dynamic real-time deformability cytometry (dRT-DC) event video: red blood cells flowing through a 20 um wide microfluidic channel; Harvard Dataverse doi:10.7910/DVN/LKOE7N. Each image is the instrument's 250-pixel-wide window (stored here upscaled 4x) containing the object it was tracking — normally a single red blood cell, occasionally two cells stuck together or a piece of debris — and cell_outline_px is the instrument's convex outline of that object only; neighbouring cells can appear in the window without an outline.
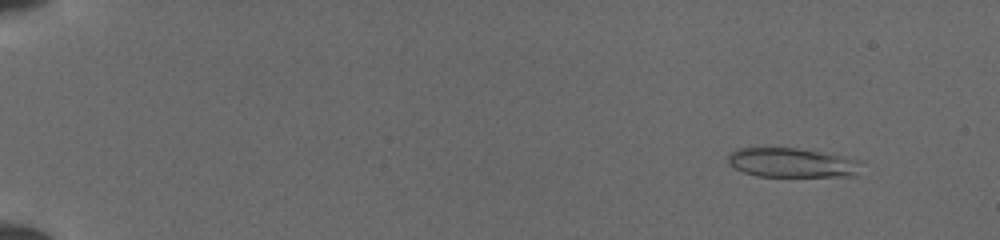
{"species": "common noctule bat (a hibernating species)", "species_latin": "Nyctalus noctula", "temperature_condition": "cold", "stored_images_in_passage": 46, "camera_frame_rate_fps": 3000, "um_per_image_px": 0.085, "animal": {"sex": "female", "body_mass_g": 19.5, "forearm_length_mm": 54.1}, "frame": {"image": 1, "passage_image": 1, "time_ms": 0.0, "image_size_px": [1000, 240], "cell_outline_px": [[864, 160], [856, 176], [756, 176], [744, 172], [728, 164], [728, 156], [736, 148], [796, 148]], "centroid_in_image_um": [67.35, 13.83], "position_along_channel_um": 17.7, "area_um2": 22.77}}
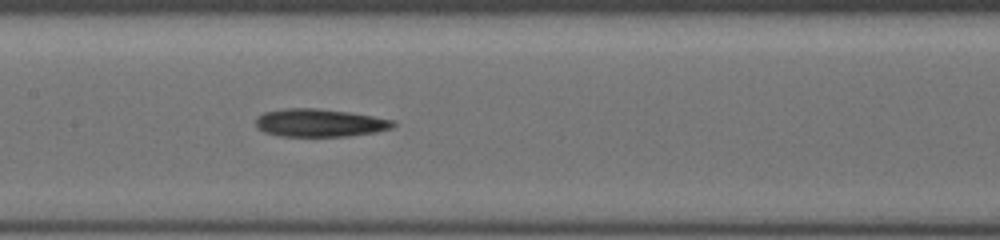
{"frame": {"image": 2, "passage_image": 23, "time_ms": 7.333, "image_size_px": [1000, 240], "cell_outline_px": [[396, 124], [392, 128], [376, 132], [348, 136], [280, 136], [264, 132], [256, 128], [256, 116], [264, 112], [284, 108], [316, 108], [348, 112], [396, 120]], "centroid_in_image_um": [27.16, 10.44], "position_along_channel_um": 180.2, "area_um2": 22.48}}
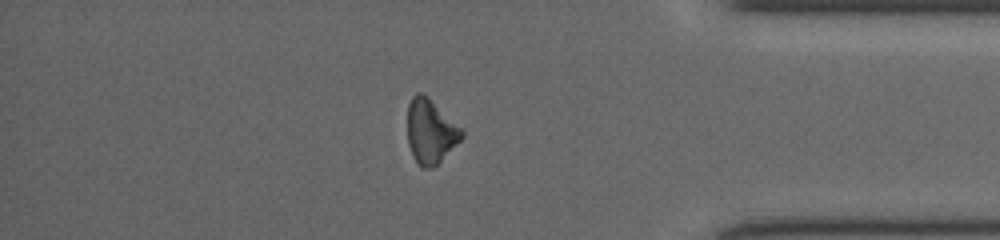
{"frame": {"image": 3, "passage_image": 40, "time_ms": 13.0, "image_size_px": [1000, 240], "cell_outline_px": [[464, 136], [432, 168], [420, 168], [416, 164], [412, 156], [408, 144], [408, 104], [412, 96], [416, 92], [420, 92], [428, 96], [464, 128]], "centroid_in_image_um": [36.6, 11.14], "position_along_channel_um": 398.6, "area_um2": 20.63}}